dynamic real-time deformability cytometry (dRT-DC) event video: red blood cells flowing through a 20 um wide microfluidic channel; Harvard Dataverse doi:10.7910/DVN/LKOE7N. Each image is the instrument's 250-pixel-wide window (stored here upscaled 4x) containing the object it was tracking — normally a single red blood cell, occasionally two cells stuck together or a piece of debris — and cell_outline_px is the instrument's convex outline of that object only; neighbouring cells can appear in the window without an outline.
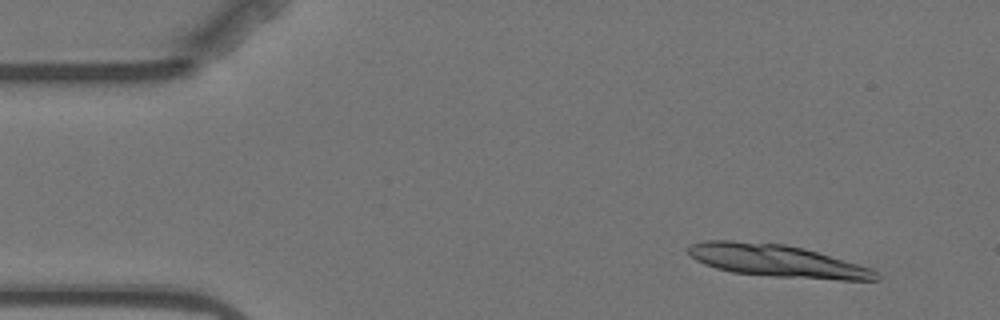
{"species": "Egyptian fruit bat (a non-hibernating species)", "species_latin": "Rousettus aegyptiacus", "temperature_condition": "warm", "stored_images_in_passage": 3, "camera_frame_rate_fps": 3000, "um_per_image_px": 0.085, "animal": {"sex": "female"}, "frame": {"image": 1, "passage_image": 1, "time_ms": 0.0, "image_size_px": [1000, 320], "cell_outline_px": [[880, 280], [840, 280], [776, 276], [732, 272], [716, 268], [704, 264], [696, 260], [688, 252], [688, 244], [704, 240], [732, 240], [784, 244], [804, 248], [872, 268], [880, 276]], "centroid_in_image_um": [66.03, 22.16], "position_along_channel_um": 19.0, "area_um2": 35.32}}